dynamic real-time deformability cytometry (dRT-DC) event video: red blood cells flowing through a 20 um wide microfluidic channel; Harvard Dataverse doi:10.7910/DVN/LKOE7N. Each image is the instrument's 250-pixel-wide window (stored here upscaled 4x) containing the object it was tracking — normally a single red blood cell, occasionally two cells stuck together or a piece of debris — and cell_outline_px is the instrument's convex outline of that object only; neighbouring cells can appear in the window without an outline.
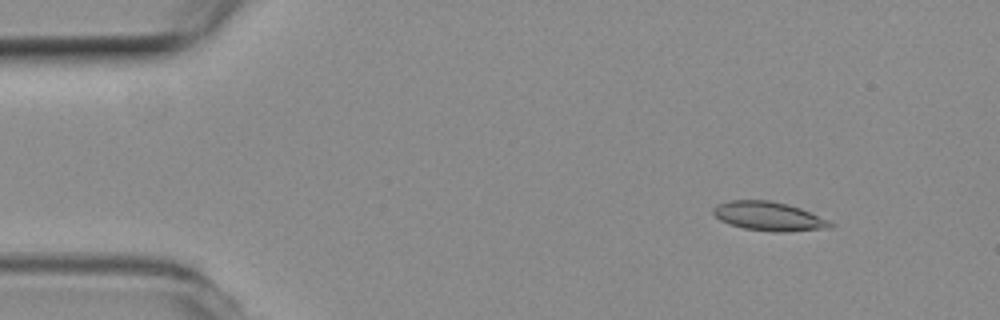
{"species": "common noctule bat (a hibernating species)", "species_latin": "Nyctalus noctula", "temperature_condition": "room temperature", "stored_images_in_passage": 54, "camera_frame_rate_fps": 3000, "um_per_image_px": 0.085, "animal": {"sex": "female", "body_mass_g": 19.3, "forearm_length_mm": 54.1}, "frame": {"image": 1, "passage_image": 6, "time_ms": 1.667, "image_size_px": [1000, 320], "cell_outline_px": [[836, 224], [832, 228], [788, 232], [772, 232], [744, 228], [728, 224], [720, 220], [712, 212], [712, 208], [716, 204], [728, 200], [768, 200], [788, 204], [800, 208], [828, 220]], "centroid_in_image_um": [65.34, 18.39], "position_along_channel_um": 19.7, "area_um2": 20.0}}
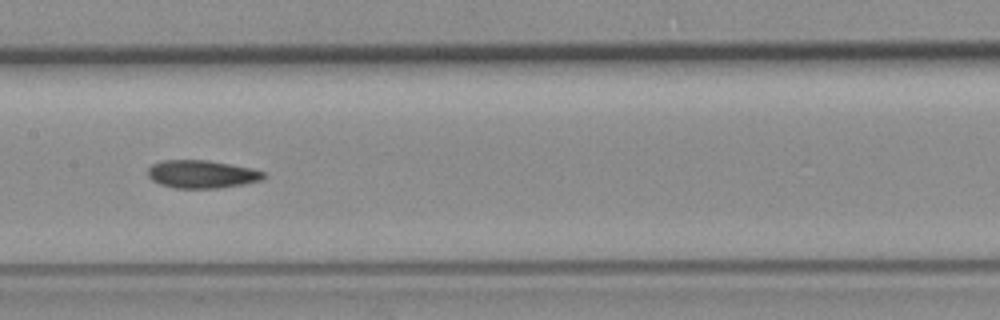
{"frame": {"image": 2, "passage_image": 26, "time_ms": 8.333, "image_size_px": [1000, 320], "cell_outline_px": [[268, 176], [260, 180], [244, 184], [220, 188], [176, 188], [160, 184], [152, 180], [148, 176], [148, 168], [152, 164], [160, 160], [208, 160], [252, 168], [264, 172]], "centroid_in_image_um": [17.16, 14.8], "position_along_channel_um": 190.2, "area_um2": 18.96}}
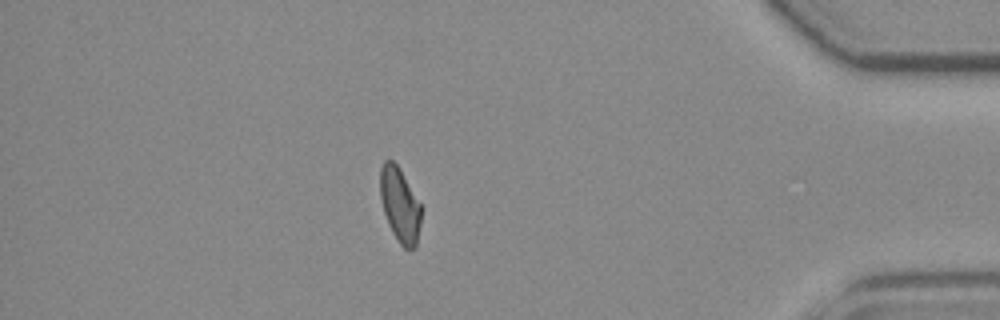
{"frame": {"image": 3, "passage_image": 46, "time_ms": 15.0, "image_size_px": [1000, 320], "cell_outline_px": [[420, 224], [416, 248], [404, 248], [400, 244], [392, 232], [388, 224], [384, 212], [380, 196], [380, 168], [384, 160], [392, 160], [400, 168], [420, 204]], "centroid_in_image_um": [33.97, 17.41], "position_along_channel_um": 401.2, "area_um2": 17.63}, "authors_computed_cell_mechanics": {"area_um2": 19.1029, "velocity_mm_per_s": 3.8464, "shape_relaxation_time_tau1_ms": 10.8817, "shape_relaxation_time_tau2_ms": 7.4355, "deformation_change_tau1": 0.2135, "deformation_change_tau2": 0.1389}}